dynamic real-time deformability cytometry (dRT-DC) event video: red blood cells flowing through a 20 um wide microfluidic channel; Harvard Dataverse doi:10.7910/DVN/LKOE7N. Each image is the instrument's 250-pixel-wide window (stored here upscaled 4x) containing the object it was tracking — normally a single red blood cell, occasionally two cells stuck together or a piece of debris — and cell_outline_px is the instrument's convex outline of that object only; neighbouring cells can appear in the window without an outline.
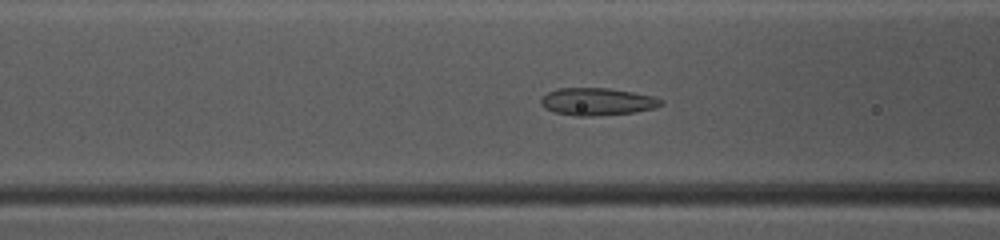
{"species": "common noctule bat (a hibernating species)", "species_latin": "Nyctalus noctula", "temperature_condition": "warm", "stored_images_in_passage": 39, "camera_frame_rate_fps": 3000, "um_per_image_px": 0.085, "animal": {"sex": "female", "body_mass_g": 10.0, "forearm_length_mm": 53.1}, "frame": {"image": 1, "passage_image": 10, "time_ms": 3.0, "image_size_px": [1000, 240], "cell_outline_px": [[664, 104], [656, 108], [636, 112], [592, 116], [576, 116], [556, 112], [544, 108], [540, 104], [540, 100], [548, 92], [556, 88], [608, 88], [632, 92], [652, 96], [664, 100]], "centroid_in_image_um": [50.78, 8.64], "position_along_channel_um": 115.8, "area_um2": 19.25}}
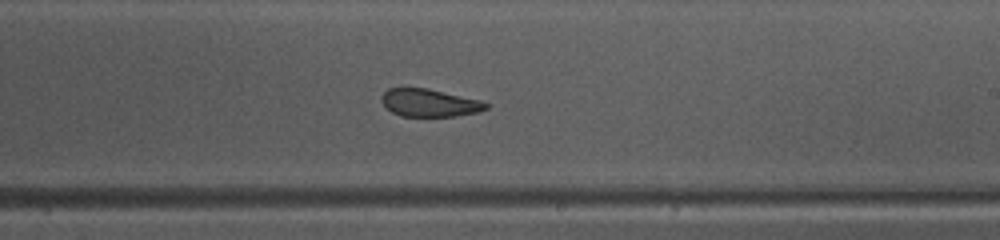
{"frame": {"image": 2, "passage_image": 20, "time_ms": 6.333, "image_size_px": [1000, 240], "cell_outline_px": [[488, 108], [480, 112], [456, 116], [400, 116], [392, 112], [380, 100], [380, 96], [388, 88], [428, 88], [480, 100], [488, 104]], "centroid_in_image_um": [36.5, 8.74], "position_along_channel_um": 252.5, "area_um2": 16.88}}
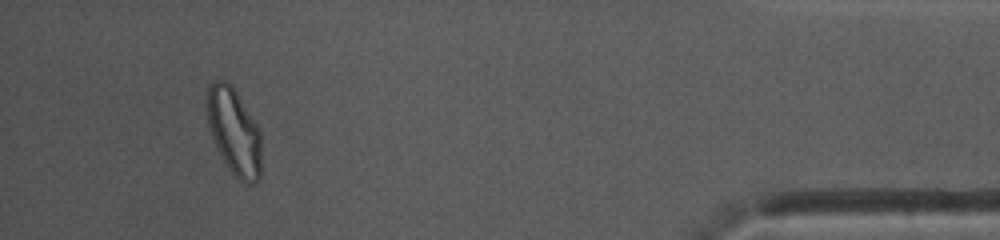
{"frame": {"image": 3, "passage_image": 36, "time_ms": 11.667, "image_size_px": [1000, 240], "cell_outline_px": [[260, 180], [256, 184], [248, 184], [240, 180], [228, 168], [216, 148], [208, 124], [208, 84], [216, 80], [224, 80], [232, 84], [260, 128]], "centroid_in_image_um": [19.92, 11.19], "position_along_channel_um": 415.3, "area_um2": 27.51}, "authors_computed_cell_mechanics": {"area_um2": 19.652, "velocity_mm_per_s": 4.0953, "shape_relaxation_time_tau1_ms": null, "shape_relaxation_time_tau2_ms": 1.1284, "deformation_change_tau1": null, "deformation_change_tau2": 0.0656}}